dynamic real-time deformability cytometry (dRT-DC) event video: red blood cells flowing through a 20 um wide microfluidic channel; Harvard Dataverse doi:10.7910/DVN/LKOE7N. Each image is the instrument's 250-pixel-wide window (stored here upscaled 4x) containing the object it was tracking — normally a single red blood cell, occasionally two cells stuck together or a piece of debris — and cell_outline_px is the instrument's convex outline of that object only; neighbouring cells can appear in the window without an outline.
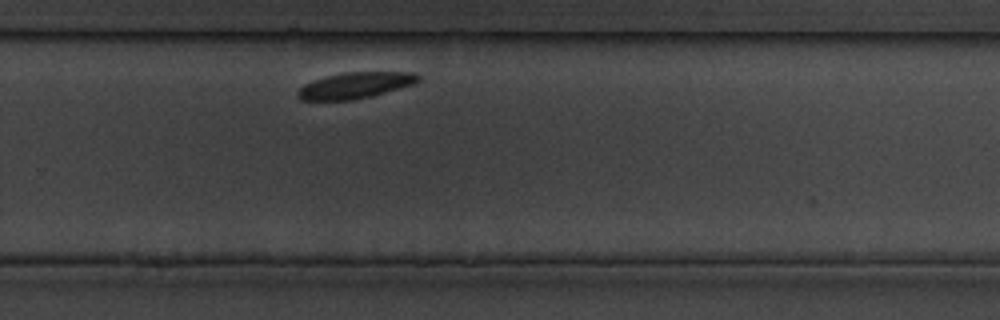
{"species": "common noctule bat (a hibernating species)", "species_latin": "Nyctalus noctula", "temperature_condition": "cold", "stored_images_in_passage": 19, "camera_frame_rate_fps": 3000, "um_per_image_px": 0.085, "animal": {"sex": "male", "body_mass_g": 19.5, "forearm_length_mm": 54.6}, "frame": {"image": 1, "passage_image": 14, "time_ms": 29.0, "image_size_px": [1000, 320], "cell_outline_px": [[420, 80], [412, 84], [372, 96], [352, 100], [300, 100], [296, 96], [296, 92], [304, 84], [328, 76], [344, 72], [416, 72], [420, 76]], "centroid_in_image_um": [30.19, 7.26], "position_along_channel_um": 299.6, "area_um2": 18.21}}